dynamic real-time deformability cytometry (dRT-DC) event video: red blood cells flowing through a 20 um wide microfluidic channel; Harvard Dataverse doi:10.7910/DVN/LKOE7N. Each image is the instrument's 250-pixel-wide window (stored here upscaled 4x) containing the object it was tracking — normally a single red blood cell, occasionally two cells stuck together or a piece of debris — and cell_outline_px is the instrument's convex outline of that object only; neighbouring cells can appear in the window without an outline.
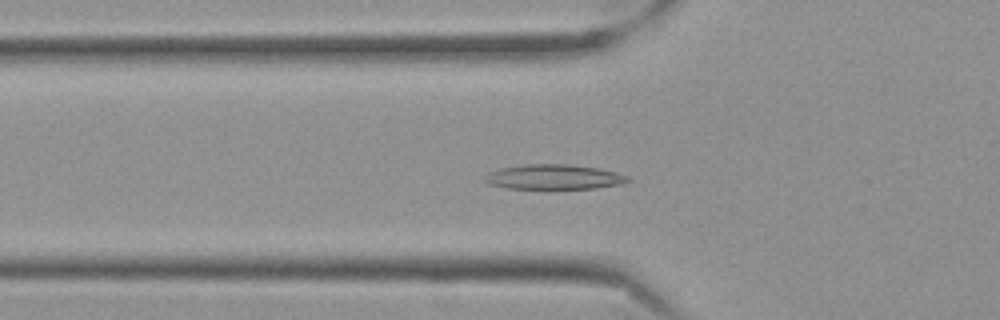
{"species": "Egyptian fruit bat (a non-hibernating species)", "species_latin": "Rousettus aegyptiacus", "temperature_condition": "cold", "stored_images_in_passage": 40, "camera_frame_rate_fps": 3000, "um_per_image_px": 0.085, "frame": {"image": 1, "passage_image": 2, "time_ms": 0.333, "image_size_px": [1000, 320], "cell_outline_px": [[632, 180], [624, 184], [596, 188], [548, 192], [508, 188], [488, 184], [480, 180], [488, 172], [500, 168], [524, 164], [568, 164], [596, 168], [616, 172], [628, 176]], "centroid_in_image_um": [47.04, 15.1], "position_along_channel_um": 78.8, "area_um2": 22.14}}
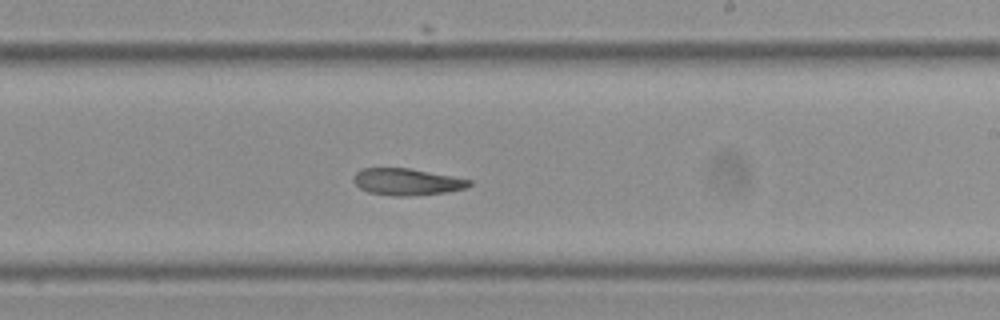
{"frame": {"image": 2, "passage_image": 17, "time_ms": 5.333, "image_size_px": [1000, 320], "cell_outline_px": [[472, 184], [464, 188], [448, 192], [408, 196], [392, 196], [368, 192], [360, 188], [352, 180], [356, 172], [360, 168], [408, 168], [472, 180]], "centroid_in_image_um": [34.55, 15.46], "position_along_channel_um": 254.4, "area_um2": 17.98}}
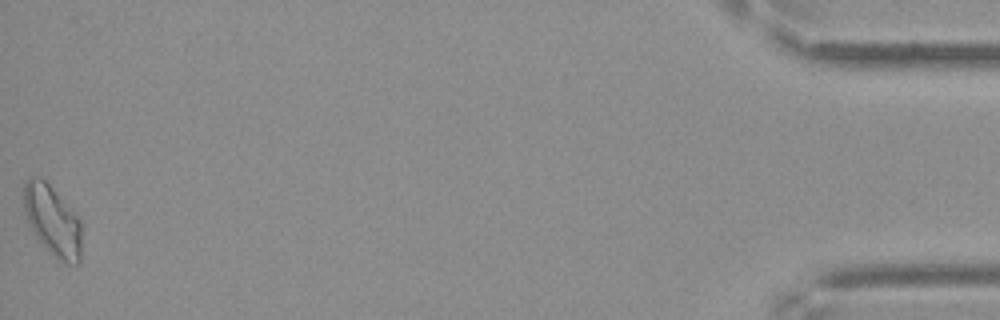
{"frame": {"image": 3, "passage_image": 40, "time_ms": 13.0, "image_size_px": [1000, 320], "cell_outline_px": [[80, 264], [68, 264], [60, 260], [36, 236], [24, 212], [24, 184], [28, 176], [40, 176], [52, 188], [80, 220]], "centroid_in_image_um": [4.45, 18.72], "position_along_channel_um": 430.8, "area_um2": 22.95}}